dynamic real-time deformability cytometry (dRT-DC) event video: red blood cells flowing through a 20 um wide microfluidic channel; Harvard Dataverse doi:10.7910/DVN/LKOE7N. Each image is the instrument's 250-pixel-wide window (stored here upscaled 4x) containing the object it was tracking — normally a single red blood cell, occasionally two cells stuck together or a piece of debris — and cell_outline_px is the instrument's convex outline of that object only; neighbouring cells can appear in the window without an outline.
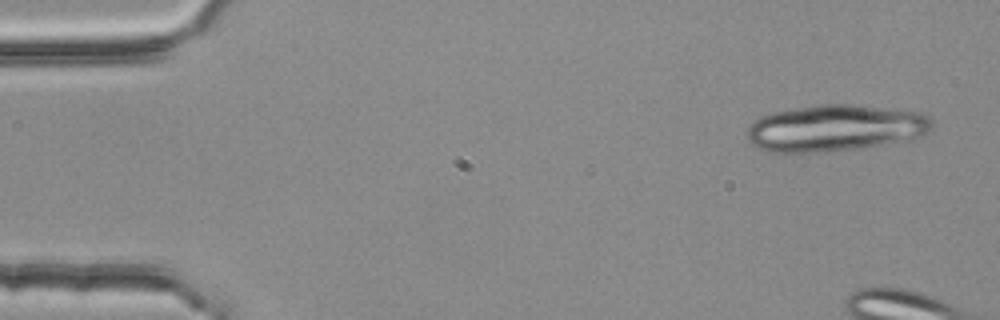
{"species": "common noctule bat (a hibernating species)", "species_latin": "Nyctalus noctula", "temperature_condition": "room temperature", "stored_images_in_passage": 5, "camera_frame_rate_fps": 3000, "um_per_image_px": 0.085, "animal": {"sex": "female", "body_mass_g": 25.1}, "frame": {"image": 1, "passage_image": 1, "time_ms": 0.0, "image_size_px": [1000, 320], "cell_outline_px": [[932, 128], [928, 132], [912, 140], [860, 148], [816, 152], [772, 152], [760, 148], [752, 144], [748, 140], [748, 128], [760, 116], [772, 112], [820, 104], [848, 104], [888, 108], [920, 112], [932, 116]], "centroid_in_image_um": [71.05, 10.88], "position_along_channel_um": 14.0, "area_um2": 50.23}}